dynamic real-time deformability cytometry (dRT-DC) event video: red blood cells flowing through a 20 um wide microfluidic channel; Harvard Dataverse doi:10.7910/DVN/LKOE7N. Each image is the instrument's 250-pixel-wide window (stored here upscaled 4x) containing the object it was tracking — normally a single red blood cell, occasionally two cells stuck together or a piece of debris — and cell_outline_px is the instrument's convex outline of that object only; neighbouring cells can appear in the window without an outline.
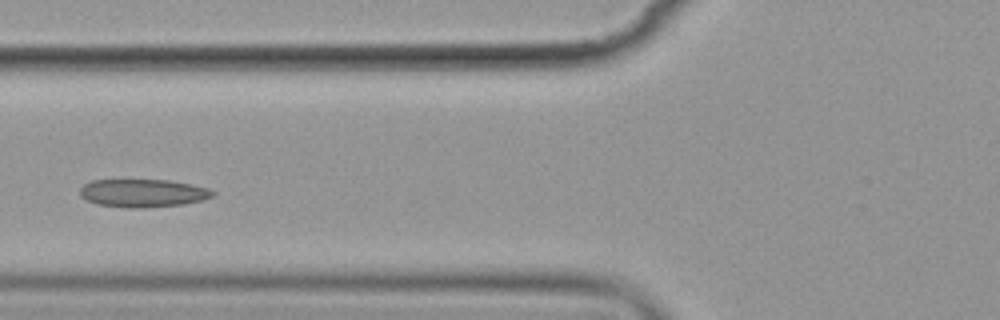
{"species": "common noctule bat (a hibernating species)", "species_latin": "Nyctalus noctula", "temperature_condition": "cold", "stored_images_in_passage": 6, "camera_frame_rate_fps": 3000, "um_per_image_px": 0.085, "animal": {"sex": "female", "body_mass_g": 19.9}, "frame": {"image": 1, "passage_image": 5, "time_ms": 5.333, "image_size_px": [1000, 320], "cell_outline_px": [[216, 192], [212, 196], [204, 200], [184, 204], [148, 208], [124, 208], [96, 204], [80, 196], [80, 188], [84, 184], [92, 180], [168, 180], [192, 184], [208, 188]], "centroid_in_image_um": [12.16, 16.42], "position_along_channel_um": 113.6, "area_um2": 21.91}}
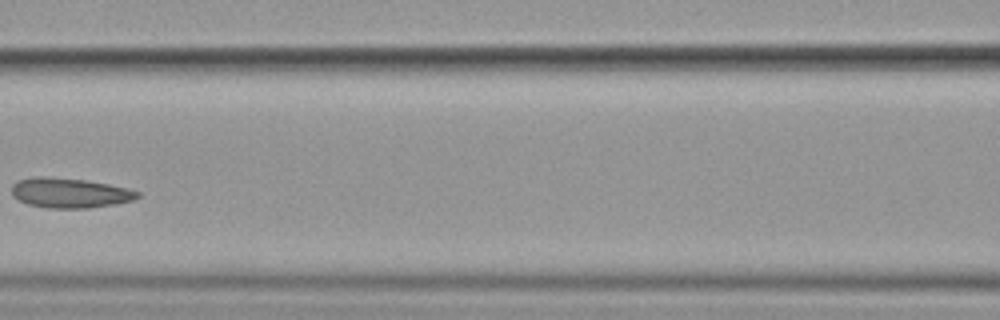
{"frame": {"image": 2, "passage_image": 6, "time_ms": 6.667, "image_size_px": [1000, 320], "cell_outline_px": [[140, 196], [132, 200], [116, 204], [88, 208], [48, 208], [28, 204], [12, 196], [12, 184], [16, 180], [32, 176], [48, 176], [88, 180], [128, 188], [140, 192]], "centroid_in_image_um": [5.91, 16.38], "position_along_channel_um": 160.7, "area_um2": 22.2}}